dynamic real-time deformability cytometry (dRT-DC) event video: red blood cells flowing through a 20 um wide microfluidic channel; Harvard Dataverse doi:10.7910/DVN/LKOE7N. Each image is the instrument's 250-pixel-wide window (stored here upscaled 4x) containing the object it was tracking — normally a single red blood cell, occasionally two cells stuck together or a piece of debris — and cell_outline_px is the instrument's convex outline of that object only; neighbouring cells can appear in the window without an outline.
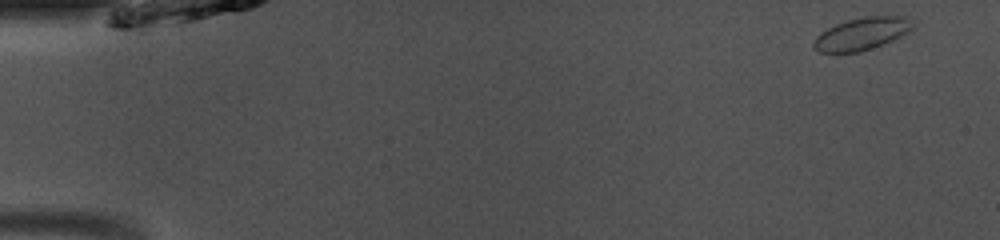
{"species": "common noctule bat (a hibernating species)", "species_latin": "Nyctalus noctula", "temperature_condition": "room temperature", "stored_images_in_passage": 47, "camera_frame_rate_fps": 3000, "um_per_image_px": 0.085, "animal": {"sex": "male", "body_mass_g": 13.0, "forearm_length_mm": 53.1}, "frame": {"image": 1, "passage_image": 1, "time_ms": 0.0, "image_size_px": [1000, 240], "cell_outline_px": [[916, 24], [908, 32], [892, 40], [860, 52], [820, 52], [812, 48], [812, 44], [816, 36], [820, 32], [836, 24], [848, 20], [864, 16], [908, 16], [916, 20]], "centroid_in_image_um": [73.28, 2.85], "position_along_channel_um": 11.7, "area_um2": 18.84}}
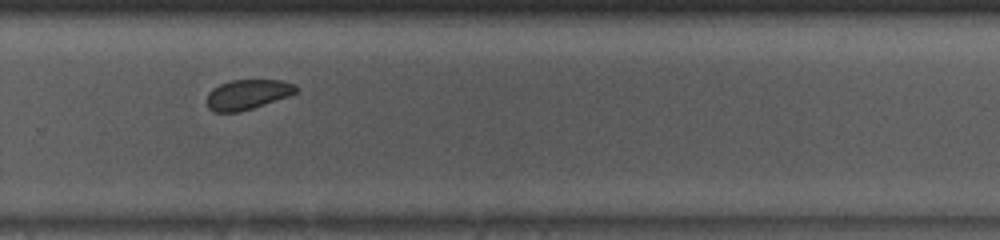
{"frame": {"image": 2, "passage_image": 32, "time_ms": 10.333, "image_size_px": [1000, 240], "cell_outline_px": [[300, 92], [240, 112], [216, 112], [208, 108], [208, 92], [212, 88], [220, 84], [232, 80], [280, 80], [296, 84], [300, 88]], "centroid_in_image_um": [21.09, 8.02], "position_along_channel_um": 308.7, "area_um2": 15.61}}
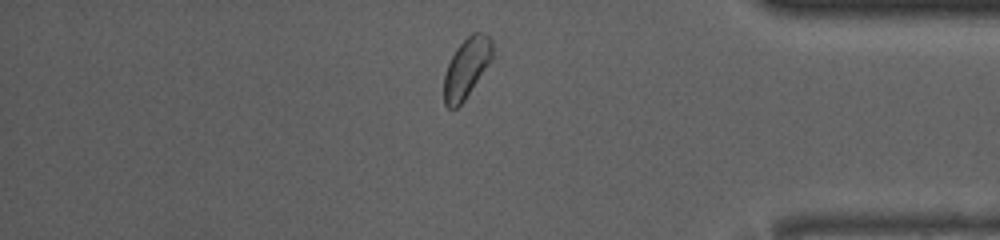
{"frame": {"image": 3, "passage_image": 40, "time_ms": 13.0, "image_size_px": [1000, 240], "cell_outline_px": [[492, 60], [464, 100], [456, 108], [448, 108], [444, 104], [444, 76], [448, 64], [456, 48], [472, 32], [480, 32], [488, 36], [492, 40]], "centroid_in_image_um": [39.65, 5.77], "position_along_channel_um": 395.5, "area_um2": 16.7}}